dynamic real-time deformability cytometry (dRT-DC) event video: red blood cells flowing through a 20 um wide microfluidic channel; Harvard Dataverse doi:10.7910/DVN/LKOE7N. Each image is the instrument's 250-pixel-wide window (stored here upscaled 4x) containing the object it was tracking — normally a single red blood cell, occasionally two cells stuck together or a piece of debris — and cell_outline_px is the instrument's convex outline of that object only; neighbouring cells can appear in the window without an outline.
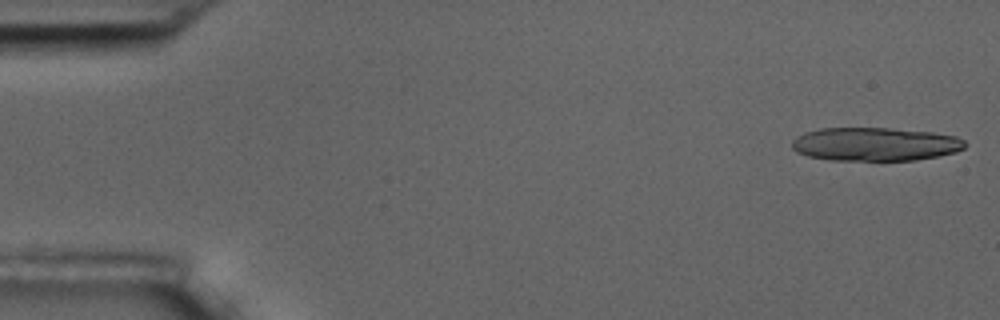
{"species": "common noctule bat (a hibernating species)", "species_latin": "Nyctalus noctula", "temperature_condition": "room temperature", "stored_images_in_passage": 5, "camera_frame_rate_fps": 3000, "um_per_image_px": 0.085, "animal": {"sex": "male", "body_mass_g": 17.5, "forearm_length_mm": 52.3}, "frame": {"image": 1, "passage_image": 1, "time_ms": 0.0, "image_size_px": [1000, 320], "cell_outline_px": [[968, 144], [964, 148], [956, 152], [940, 156], [916, 160], [828, 160], [808, 156], [796, 152], [792, 148], [792, 140], [796, 136], [804, 132], [820, 128], [892, 128], [932, 132], [956, 136], [964, 140]], "centroid_in_image_um": [74.39, 12.25], "position_along_channel_um": 10.6, "area_um2": 34.1}}